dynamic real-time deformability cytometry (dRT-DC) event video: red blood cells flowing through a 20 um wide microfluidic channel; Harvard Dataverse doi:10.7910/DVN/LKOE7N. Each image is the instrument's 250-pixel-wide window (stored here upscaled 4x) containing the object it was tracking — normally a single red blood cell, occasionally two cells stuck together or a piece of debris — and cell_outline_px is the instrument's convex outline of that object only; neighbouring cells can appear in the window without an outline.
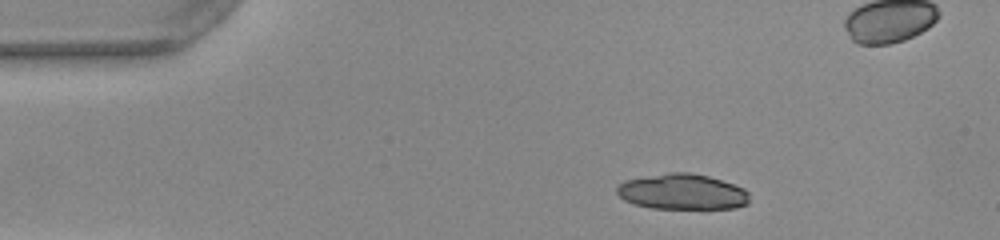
{"species": "common noctule bat (a hibernating species)", "species_latin": "Nyctalus noctula", "temperature_condition": "warm", "stored_images_in_passage": 36, "camera_frame_rate_fps": 3000, "um_per_image_px": 0.085, "animal": {"sex": "female", "body_mass_g": 22.0, "forearm_length_mm": 56.7}, "frame": {"image": 1, "passage_image": 1, "time_ms": 0.0, "image_size_px": [1000, 240], "cell_outline_px": [[748, 204], [736, 208], [704, 212], [652, 208], [636, 204], [624, 200], [616, 192], [616, 188], [624, 180], [668, 172], [688, 172], [708, 176], [744, 188], [748, 192]], "centroid_in_image_um": [58.04, 16.36], "position_along_channel_um": 27.0, "area_um2": 28.55}}